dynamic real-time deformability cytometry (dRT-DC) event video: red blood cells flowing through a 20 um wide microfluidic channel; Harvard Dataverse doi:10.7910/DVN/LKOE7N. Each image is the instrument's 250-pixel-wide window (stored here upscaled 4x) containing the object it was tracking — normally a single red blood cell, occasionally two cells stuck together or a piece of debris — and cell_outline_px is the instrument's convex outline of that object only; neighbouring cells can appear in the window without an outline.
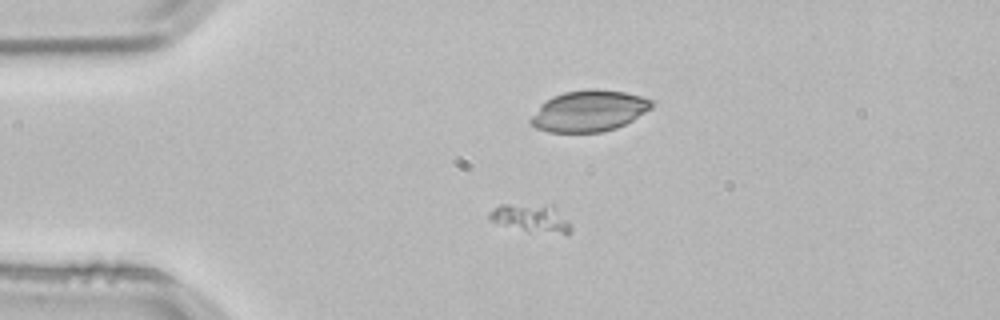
{"species": "common noctule bat (a hibernating species)", "species_latin": "Nyctalus noctula", "temperature_condition": "room temperature", "stored_images_in_passage": 4, "segment_of_instrument_passage": [1, 2], "camera_frame_rate_fps": 3000, "um_per_image_px": 0.085, "animal": {"sex": "male", "body_mass_g": 21.5, "forearm_length_mm": 52.0}, "frame": {"image": 1, "passage_image": 3, "time_ms": 0.667, "image_size_px": [1000, 320], "cell_outline_px": [[572, 232], [568, 236], [528, 232], [488, 220], [488, 212], [500, 204], [552, 204], [568, 220], [572, 228]], "centroid_in_image_um": [45.21, 18.57], "position_along_channel_um": 39.8, "area_um2": 14.05}}